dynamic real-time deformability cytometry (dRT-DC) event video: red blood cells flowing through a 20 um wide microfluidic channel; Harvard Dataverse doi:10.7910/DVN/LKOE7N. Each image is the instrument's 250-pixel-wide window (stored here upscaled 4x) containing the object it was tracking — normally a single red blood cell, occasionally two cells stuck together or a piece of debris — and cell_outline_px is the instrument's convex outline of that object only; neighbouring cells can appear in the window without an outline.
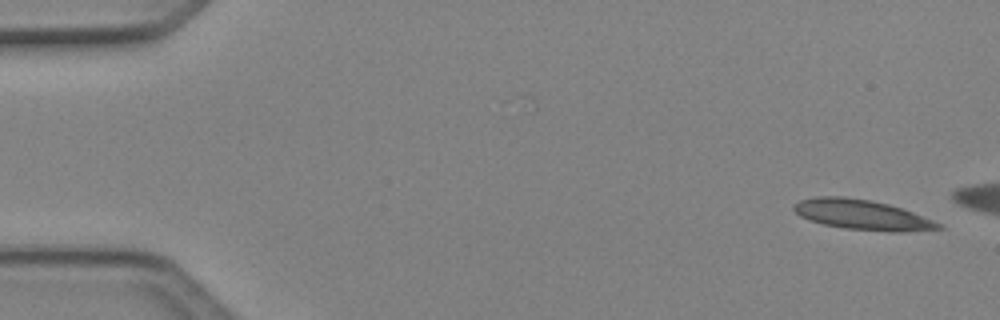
{"species": "Egyptian fruit bat (a non-hibernating species)", "species_latin": "Rousettus aegyptiacus", "temperature_condition": "cold", "stored_images_in_passage": 4, "segment_of_instrument_passage": [2, 2], "camera_frame_rate_fps": 3000, "um_per_image_px": 0.085, "animal": {"sex": "female"}, "frame": {"image": 1, "passage_image": 4, "time_ms": 1.0, "image_size_px": [1000, 320], "cell_outline_px": [[944, 228], [900, 232], [892, 232], [844, 228], [824, 224], [800, 216], [792, 208], [792, 204], [800, 200], [816, 196], [844, 196], [868, 200], [888, 204], [912, 212], [932, 220], [940, 224]], "centroid_in_image_um": [73.23, 18.25], "position_along_channel_um": 11.8, "area_um2": 24.97}}